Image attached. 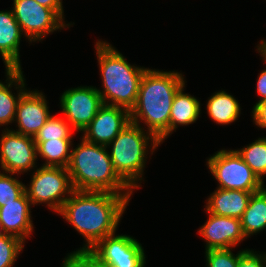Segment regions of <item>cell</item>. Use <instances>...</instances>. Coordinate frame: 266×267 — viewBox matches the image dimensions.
I'll use <instances>...</instances> for the list:
<instances>
[{
  "label": "cell",
  "mask_w": 266,
  "mask_h": 267,
  "mask_svg": "<svg viewBox=\"0 0 266 267\" xmlns=\"http://www.w3.org/2000/svg\"><path fill=\"white\" fill-rule=\"evenodd\" d=\"M131 195L74 190L58 212L85 239L76 251H89L100 240L116 233Z\"/></svg>",
  "instance_id": "1"
},
{
  "label": "cell",
  "mask_w": 266,
  "mask_h": 267,
  "mask_svg": "<svg viewBox=\"0 0 266 267\" xmlns=\"http://www.w3.org/2000/svg\"><path fill=\"white\" fill-rule=\"evenodd\" d=\"M184 75L175 71L147 69L141 79L131 123L147 127L161 144L169 137V119L174 96L185 84Z\"/></svg>",
  "instance_id": "2"
},
{
  "label": "cell",
  "mask_w": 266,
  "mask_h": 267,
  "mask_svg": "<svg viewBox=\"0 0 266 267\" xmlns=\"http://www.w3.org/2000/svg\"><path fill=\"white\" fill-rule=\"evenodd\" d=\"M72 147L67 167L74 190L133 195V189L115 171L107 146L83 138Z\"/></svg>",
  "instance_id": "3"
},
{
  "label": "cell",
  "mask_w": 266,
  "mask_h": 267,
  "mask_svg": "<svg viewBox=\"0 0 266 267\" xmlns=\"http://www.w3.org/2000/svg\"><path fill=\"white\" fill-rule=\"evenodd\" d=\"M96 56L103 90L97 88L103 104L129 111L135 106L141 79L148 68L130 64L112 44L99 40L95 43Z\"/></svg>",
  "instance_id": "4"
},
{
  "label": "cell",
  "mask_w": 266,
  "mask_h": 267,
  "mask_svg": "<svg viewBox=\"0 0 266 267\" xmlns=\"http://www.w3.org/2000/svg\"><path fill=\"white\" fill-rule=\"evenodd\" d=\"M144 129L130 122L107 145V148H111L109 154L115 171L133 190L141 188V180L144 181L147 155H152L161 145L151 133Z\"/></svg>",
  "instance_id": "5"
},
{
  "label": "cell",
  "mask_w": 266,
  "mask_h": 267,
  "mask_svg": "<svg viewBox=\"0 0 266 267\" xmlns=\"http://www.w3.org/2000/svg\"><path fill=\"white\" fill-rule=\"evenodd\" d=\"M220 189L258 192L265 187L236 150L222 149L206 162Z\"/></svg>",
  "instance_id": "6"
},
{
  "label": "cell",
  "mask_w": 266,
  "mask_h": 267,
  "mask_svg": "<svg viewBox=\"0 0 266 267\" xmlns=\"http://www.w3.org/2000/svg\"><path fill=\"white\" fill-rule=\"evenodd\" d=\"M31 177L30 185H25V191L32 206L45 203L58 213L74 191L65 167L40 166L34 169Z\"/></svg>",
  "instance_id": "7"
},
{
  "label": "cell",
  "mask_w": 266,
  "mask_h": 267,
  "mask_svg": "<svg viewBox=\"0 0 266 267\" xmlns=\"http://www.w3.org/2000/svg\"><path fill=\"white\" fill-rule=\"evenodd\" d=\"M12 6L14 17L30 43L41 42L46 35L73 25L66 24L54 10L35 0H13Z\"/></svg>",
  "instance_id": "8"
},
{
  "label": "cell",
  "mask_w": 266,
  "mask_h": 267,
  "mask_svg": "<svg viewBox=\"0 0 266 267\" xmlns=\"http://www.w3.org/2000/svg\"><path fill=\"white\" fill-rule=\"evenodd\" d=\"M37 145L34 138L16 133L9 128L0 136V168L3 172L23 174L37 168Z\"/></svg>",
  "instance_id": "9"
},
{
  "label": "cell",
  "mask_w": 266,
  "mask_h": 267,
  "mask_svg": "<svg viewBox=\"0 0 266 267\" xmlns=\"http://www.w3.org/2000/svg\"><path fill=\"white\" fill-rule=\"evenodd\" d=\"M89 251L109 267H145L146 264L142 244L130 235H108Z\"/></svg>",
  "instance_id": "10"
},
{
  "label": "cell",
  "mask_w": 266,
  "mask_h": 267,
  "mask_svg": "<svg viewBox=\"0 0 266 267\" xmlns=\"http://www.w3.org/2000/svg\"><path fill=\"white\" fill-rule=\"evenodd\" d=\"M103 105L101 95L94 86L70 88L60 96L61 112L76 132H82Z\"/></svg>",
  "instance_id": "11"
},
{
  "label": "cell",
  "mask_w": 266,
  "mask_h": 267,
  "mask_svg": "<svg viewBox=\"0 0 266 267\" xmlns=\"http://www.w3.org/2000/svg\"><path fill=\"white\" fill-rule=\"evenodd\" d=\"M130 111L103 104L90 124L82 130L87 142L107 146L129 123Z\"/></svg>",
  "instance_id": "12"
},
{
  "label": "cell",
  "mask_w": 266,
  "mask_h": 267,
  "mask_svg": "<svg viewBox=\"0 0 266 267\" xmlns=\"http://www.w3.org/2000/svg\"><path fill=\"white\" fill-rule=\"evenodd\" d=\"M207 212V221L199 228L198 233L206 242L205 251L211 249H229L246 240L242 230L241 219L219 216Z\"/></svg>",
  "instance_id": "13"
},
{
  "label": "cell",
  "mask_w": 266,
  "mask_h": 267,
  "mask_svg": "<svg viewBox=\"0 0 266 267\" xmlns=\"http://www.w3.org/2000/svg\"><path fill=\"white\" fill-rule=\"evenodd\" d=\"M51 116L48 101L39 90H26L20 97L14 122L17 123L16 133L33 137Z\"/></svg>",
  "instance_id": "14"
},
{
  "label": "cell",
  "mask_w": 266,
  "mask_h": 267,
  "mask_svg": "<svg viewBox=\"0 0 266 267\" xmlns=\"http://www.w3.org/2000/svg\"><path fill=\"white\" fill-rule=\"evenodd\" d=\"M31 201L28 199L26 191L14 202L7 203L0 207V221L5 234L19 237L26 241L31 237L34 230L31 220Z\"/></svg>",
  "instance_id": "15"
},
{
  "label": "cell",
  "mask_w": 266,
  "mask_h": 267,
  "mask_svg": "<svg viewBox=\"0 0 266 267\" xmlns=\"http://www.w3.org/2000/svg\"><path fill=\"white\" fill-rule=\"evenodd\" d=\"M24 37L13 11H0V56L6 69H20V40Z\"/></svg>",
  "instance_id": "16"
},
{
  "label": "cell",
  "mask_w": 266,
  "mask_h": 267,
  "mask_svg": "<svg viewBox=\"0 0 266 267\" xmlns=\"http://www.w3.org/2000/svg\"><path fill=\"white\" fill-rule=\"evenodd\" d=\"M252 193L255 192L216 188L206 200L205 209L215 215L241 219Z\"/></svg>",
  "instance_id": "17"
},
{
  "label": "cell",
  "mask_w": 266,
  "mask_h": 267,
  "mask_svg": "<svg viewBox=\"0 0 266 267\" xmlns=\"http://www.w3.org/2000/svg\"><path fill=\"white\" fill-rule=\"evenodd\" d=\"M6 83L0 80V127L8 126L15 120L17 103L21 95L27 90L26 79L22 69H5ZM12 87L17 94L12 93Z\"/></svg>",
  "instance_id": "18"
},
{
  "label": "cell",
  "mask_w": 266,
  "mask_h": 267,
  "mask_svg": "<svg viewBox=\"0 0 266 267\" xmlns=\"http://www.w3.org/2000/svg\"><path fill=\"white\" fill-rule=\"evenodd\" d=\"M185 84H183L174 96L171 106L169 119V136L176 132L180 126H187L195 123L201 114V104L199 99L184 93Z\"/></svg>",
  "instance_id": "19"
},
{
  "label": "cell",
  "mask_w": 266,
  "mask_h": 267,
  "mask_svg": "<svg viewBox=\"0 0 266 267\" xmlns=\"http://www.w3.org/2000/svg\"><path fill=\"white\" fill-rule=\"evenodd\" d=\"M206 110L209 118L220 125H228L240 117L241 107L236 98L224 90L208 97Z\"/></svg>",
  "instance_id": "20"
},
{
  "label": "cell",
  "mask_w": 266,
  "mask_h": 267,
  "mask_svg": "<svg viewBox=\"0 0 266 267\" xmlns=\"http://www.w3.org/2000/svg\"><path fill=\"white\" fill-rule=\"evenodd\" d=\"M241 225L246 238L266 229V186L252 193L248 207L241 218Z\"/></svg>",
  "instance_id": "21"
},
{
  "label": "cell",
  "mask_w": 266,
  "mask_h": 267,
  "mask_svg": "<svg viewBox=\"0 0 266 267\" xmlns=\"http://www.w3.org/2000/svg\"><path fill=\"white\" fill-rule=\"evenodd\" d=\"M73 139L34 141L37 145V156L45 160L44 167H68Z\"/></svg>",
  "instance_id": "22"
},
{
  "label": "cell",
  "mask_w": 266,
  "mask_h": 267,
  "mask_svg": "<svg viewBox=\"0 0 266 267\" xmlns=\"http://www.w3.org/2000/svg\"><path fill=\"white\" fill-rule=\"evenodd\" d=\"M236 151L264 183V177L266 176V137L258 138L249 145Z\"/></svg>",
  "instance_id": "23"
},
{
  "label": "cell",
  "mask_w": 266,
  "mask_h": 267,
  "mask_svg": "<svg viewBox=\"0 0 266 267\" xmlns=\"http://www.w3.org/2000/svg\"><path fill=\"white\" fill-rule=\"evenodd\" d=\"M71 125L61 116H50L42 128L34 136V141H47L57 139H73Z\"/></svg>",
  "instance_id": "24"
},
{
  "label": "cell",
  "mask_w": 266,
  "mask_h": 267,
  "mask_svg": "<svg viewBox=\"0 0 266 267\" xmlns=\"http://www.w3.org/2000/svg\"><path fill=\"white\" fill-rule=\"evenodd\" d=\"M25 242L10 234L0 236V267H13Z\"/></svg>",
  "instance_id": "25"
},
{
  "label": "cell",
  "mask_w": 266,
  "mask_h": 267,
  "mask_svg": "<svg viewBox=\"0 0 266 267\" xmlns=\"http://www.w3.org/2000/svg\"><path fill=\"white\" fill-rule=\"evenodd\" d=\"M13 175L0 171V207L14 202L25 192V184Z\"/></svg>",
  "instance_id": "26"
},
{
  "label": "cell",
  "mask_w": 266,
  "mask_h": 267,
  "mask_svg": "<svg viewBox=\"0 0 266 267\" xmlns=\"http://www.w3.org/2000/svg\"><path fill=\"white\" fill-rule=\"evenodd\" d=\"M232 248L229 249H211L205 251L207 267H237L239 257L247 250L241 249L234 254Z\"/></svg>",
  "instance_id": "27"
},
{
  "label": "cell",
  "mask_w": 266,
  "mask_h": 267,
  "mask_svg": "<svg viewBox=\"0 0 266 267\" xmlns=\"http://www.w3.org/2000/svg\"><path fill=\"white\" fill-rule=\"evenodd\" d=\"M61 267H109L90 251H73L65 256Z\"/></svg>",
  "instance_id": "28"
},
{
  "label": "cell",
  "mask_w": 266,
  "mask_h": 267,
  "mask_svg": "<svg viewBox=\"0 0 266 267\" xmlns=\"http://www.w3.org/2000/svg\"><path fill=\"white\" fill-rule=\"evenodd\" d=\"M237 267H266V252L258 254L252 249H247L239 257Z\"/></svg>",
  "instance_id": "29"
},
{
  "label": "cell",
  "mask_w": 266,
  "mask_h": 267,
  "mask_svg": "<svg viewBox=\"0 0 266 267\" xmlns=\"http://www.w3.org/2000/svg\"><path fill=\"white\" fill-rule=\"evenodd\" d=\"M252 118L257 127L266 129V100L256 102L252 109Z\"/></svg>",
  "instance_id": "30"
},
{
  "label": "cell",
  "mask_w": 266,
  "mask_h": 267,
  "mask_svg": "<svg viewBox=\"0 0 266 267\" xmlns=\"http://www.w3.org/2000/svg\"><path fill=\"white\" fill-rule=\"evenodd\" d=\"M260 55L263 57L264 62H266V58L261 53ZM256 92L261 97V99L258 100V102L266 100V69H264L262 72L259 73L256 82Z\"/></svg>",
  "instance_id": "31"
},
{
  "label": "cell",
  "mask_w": 266,
  "mask_h": 267,
  "mask_svg": "<svg viewBox=\"0 0 266 267\" xmlns=\"http://www.w3.org/2000/svg\"><path fill=\"white\" fill-rule=\"evenodd\" d=\"M40 5L54 10L64 21V8L62 0H35Z\"/></svg>",
  "instance_id": "32"
},
{
  "label": "cell",
  "mask_w": 266,
  "mask_h": 267,
  "mask_svg": "<svg viewBox=\"0 0 266 267\" xmlns=\"http://www.w3.org/2000/svg\"><path fill=\"white\" fill-rule=\"evenodd\" d=\"M256 47L258 53H261L266 58V39H262Z\"/></svg>",
  "instance_id": "33"
},
{
  "label": "cell",
  "mask_w": 266,
  "mask_h": 267,
  "mask_svg": "<svg viewBox=\"0 0 266 267\" xmlns=\"http://www.w3.org/2000/svg\"><path fill=\"white\" fill-rule=\"evenodd\" d=\"M3 234H5V233L3 232V228H2V225H1V221H0V236L3 235Z\"/></svg>",
  "instance_id": "34"
}]
</instances>
